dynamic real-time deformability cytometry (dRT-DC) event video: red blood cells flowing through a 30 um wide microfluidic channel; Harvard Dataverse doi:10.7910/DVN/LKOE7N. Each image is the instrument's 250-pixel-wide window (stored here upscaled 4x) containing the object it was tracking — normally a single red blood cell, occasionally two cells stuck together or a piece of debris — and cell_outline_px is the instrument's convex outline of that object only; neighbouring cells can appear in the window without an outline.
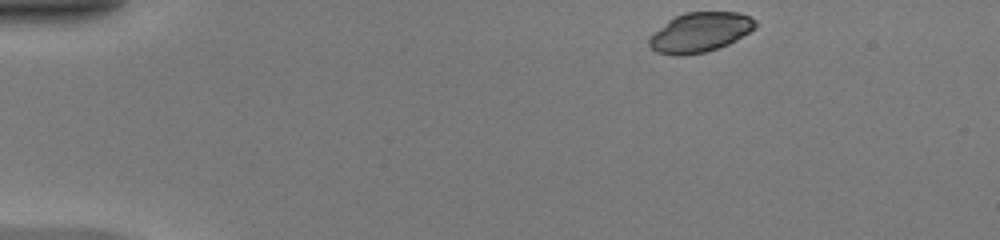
{"species": "common noctule bat (a hibernating species)", "species_latin": "Nyctalus noctula", "temperature_condition": "warm", "stored_images_in_passage": 43, "camera_frame_rate_fps": 3000, "um_per_image_px": 0.085, "animal": {"sex": "female", "body_mass_g": 20.0, "forearm_length_mm": 54.0}, "frame": {"image": 1, "passage_image": 1, "time_ms": 0.0, "image_size_px": [1000, 240], "cell_outline_px": [[756, 28], [736, 40], [728, 44], [704, 52], [684, 56], [676, 56], [656, 52], [648, 44], [648, 40], [668, 20], [684, 12], [740, 12], [756, 20]], "centroid_in_image_um": [59.52, 2.75], "position_along_channel_um": 25.5, "area_um2": 24.39}}
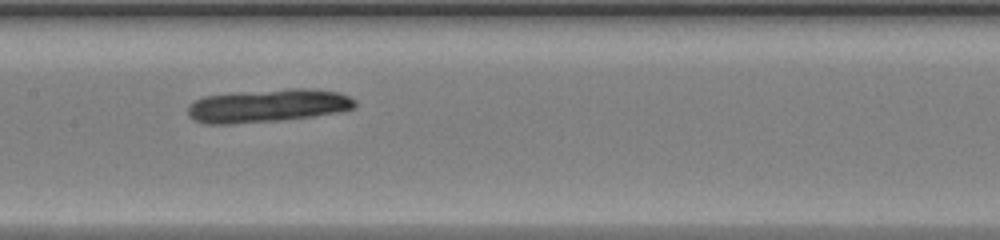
{"frame": {"image": 2, "passage_image": 19, "time_ms": 6.0, "image_size_px": [1000, 240], "cell_outline_px": [[356, 108], [340, 112], [284, 120], [228, 124], [204, 124], [192, 120], [188, 116], [188, 104], [204, 96], [240, 92], [288, 88], [304, 88], [340, 92], [356, 100]], "centroid_in_image_um": [22.76, 8.99], "position_along_channel_um": 184.6, "area_um2": 32.6}}
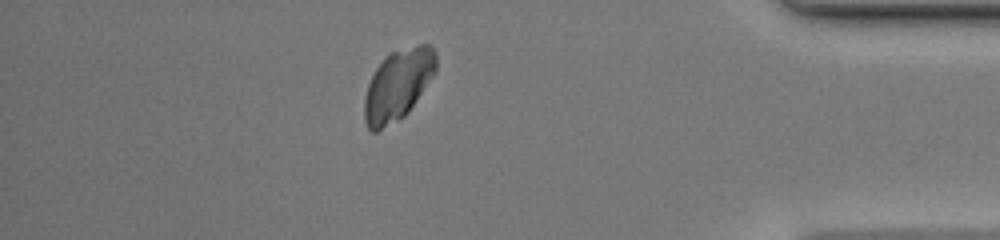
{"frame": {"image": 3, "passage_image": 37, "time_ms": 12.0, "image_size_px": [1000, 240], "cell_outline_px": [[436, 68], [432, 76], [408, 112], [404, 116], [376, 132], [372, 132], [368, 128], [364, 120], [364, 100], [368, 84], [376, 68], [384, 56], [388, 52], [420, 44], [432, 44], [436, 52]], "centroid_in_image_um": [33.81, 7.18], "position_along_channel_um": 401.4, "area_um2": 29.42}}